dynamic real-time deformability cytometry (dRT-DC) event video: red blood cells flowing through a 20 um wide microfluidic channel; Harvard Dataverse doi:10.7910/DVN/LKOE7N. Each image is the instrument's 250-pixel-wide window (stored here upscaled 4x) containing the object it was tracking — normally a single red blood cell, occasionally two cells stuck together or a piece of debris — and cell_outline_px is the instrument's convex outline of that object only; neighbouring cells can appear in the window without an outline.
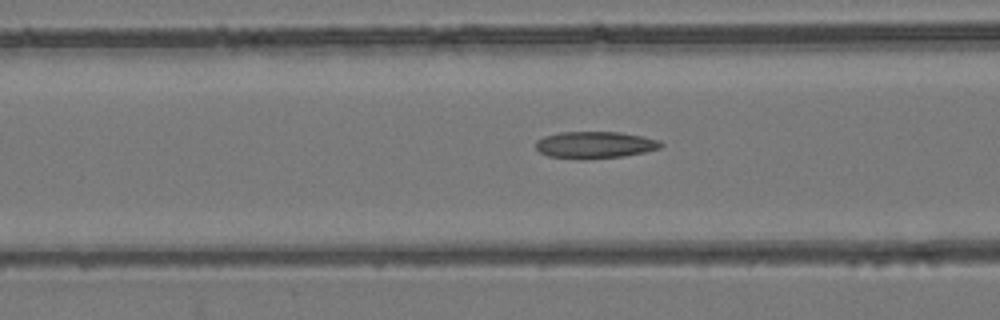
{"species": "common noctule bat (a hibernating species)", "species_latin": "Nyctalus noctula", "temperature_condition": "room temperature", "stored_images_in_passage": 54, "camera_frame_rate_fps": 3000, "um_per_image_px": 0.085, "animal": {"sex": "female", "body_mass_g": 24.6, "forearm_length_mm": 56.2}, "frame": {"image": 1, "passage_image": 22, "time_ms": 7.0, "image_size_px": [1000, 320], "cell_outline_px": [[664, 144], [660, 148], [644, 152], [624, 156], [584, 160], [580, 160], [548, 156], [540, 152], [536, 148], [536, 140], [544, 136], [560, 132], [620, 132], [660, 140]], "centroid_in_image_um": [50.55, 12.33], "position_along_channel_um": 116.1, "area_um2": 19.77}}
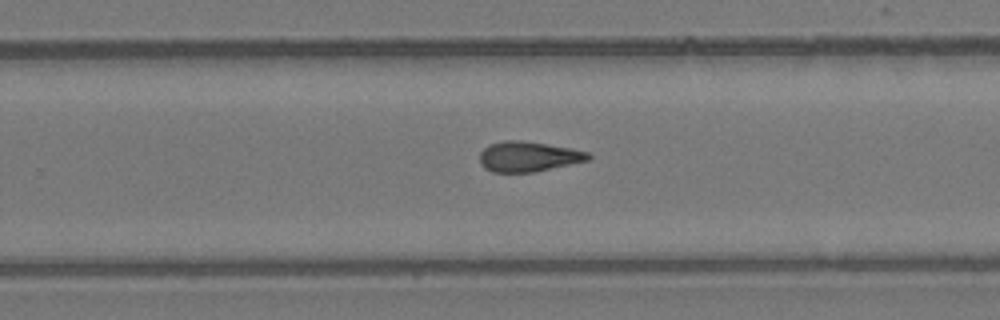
{"frame": {"image": 2, "passage_image": 35, "time_ms": 11.333, "image_size_px": [1000, 320], "cell_outline_px": [[592, 156], [588, 160], [532, 172], [492, 172], [484, 168], [480, 164], [480, 152], [488, 144], [504, 140], [520, 140], [572, 148], [588, 152]], "centroid_in_image_um": [44.87, 13.3], "position_along_channel_um": 284.9, "area_um2": 19.02}}
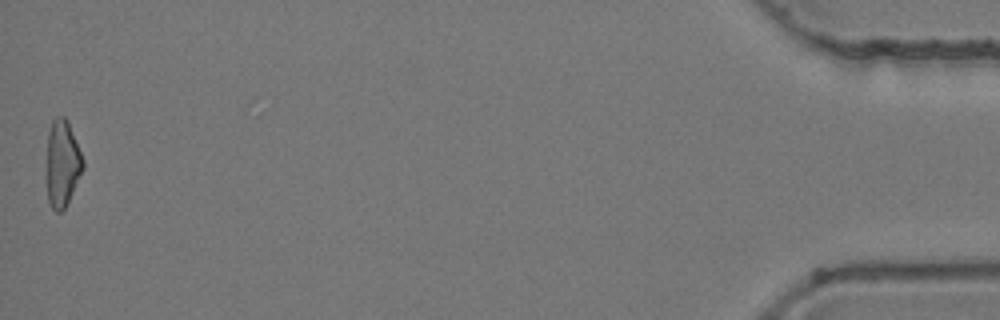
{"frame": {"image": 3, "passage_image": 54, "time_ms": 17.667, "image_size_px": [1000, 320], "cell_outline_px": [[84, 168], [64, 208], [60, 212], [56, 212], [52, 208], [48, 200], [48, 132], [52, 120], [56, 116], [64, 116], [68, 120], [84, 160]], "centroid_in_image_um": [5.32, 13.84], "position_along_channel_um": 429.9, "area_um2": 17.98}, "authors_computed_cell_mechanics": {"area_um2": 19.3919, "velocity_mm_per_s": 3.9029, "shape_relaxation_time_tau1_ms": null, "shape_relaxation_time_tau2_ms": 3.5438, "deformation_change_tau1": null, "deformation_change_tau2": 0.1304}}